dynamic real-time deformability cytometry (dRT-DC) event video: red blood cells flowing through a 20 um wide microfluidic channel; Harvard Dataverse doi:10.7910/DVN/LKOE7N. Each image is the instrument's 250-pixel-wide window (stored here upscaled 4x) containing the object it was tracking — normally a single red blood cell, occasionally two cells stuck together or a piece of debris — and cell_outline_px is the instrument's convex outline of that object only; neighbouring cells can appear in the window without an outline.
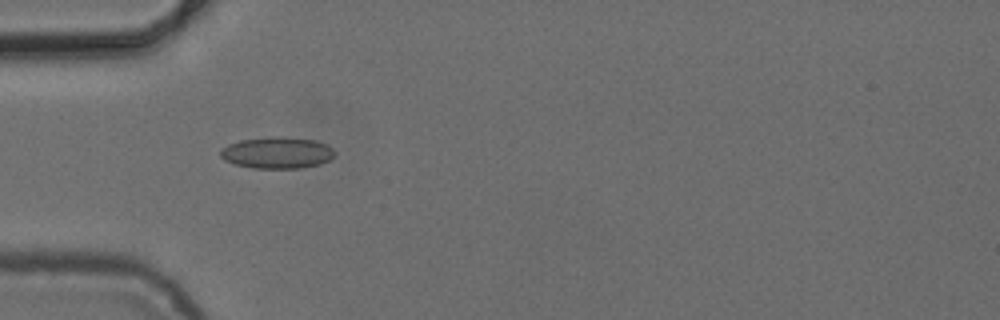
{"species": "common noctule bat (a hibernating species)", "species_latin": "Nyctalus noctula", "temperature_condition": "cold", "stored_images_in_passage": 8, "camera_frame_rate_fps": 3000, "um_per_image_px": 0.085, "animal": {"sex": "female", "body_mass_g": 24.6, "forearm_length_mm": 56.2}, "frame": {"image": 1, "passage_image": 5, "time_ms": 4.667, "image_size_px": [1000, 320], "cell_outline_px": [[336, 156], [320, 164], [300, 168], [252, 168], [236, 164], [224, 160], [220, 156], [220, 148], [228, 144], [240, 140], [268, 136], [280, 136], [316, 140], [328, 144], [336, 152]], "centroid_in_image_um": [23.57, 12.97], "position_along_channel_um": 61.4, "area_um2": 21.33}}
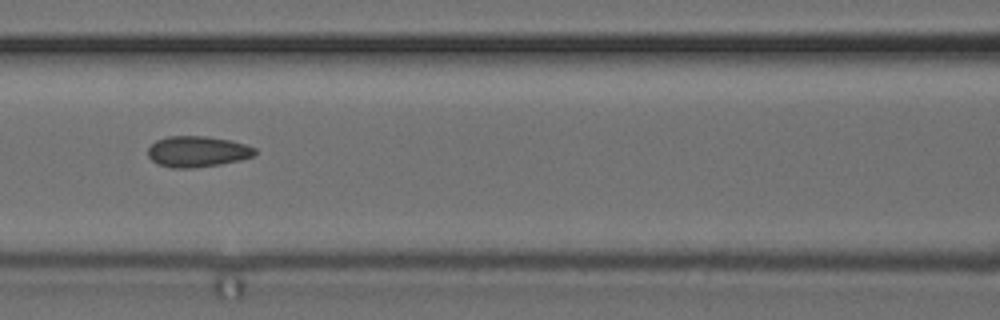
{"frame": {"image": 2, "passage_image": 7, "time_ms": 7.0, "image_size_px": [1000, 320], "cell_outline_px": [[256, 152], [252, 156], [240, 160], [220, 164], [196, 168], [172, 168], [156, 164], [148, 156], [148, 148], [156, 140], [168, 136], [204, 136], [232, 140], [256, 148]], "centroid_in_image_um": [16.76, 12.88], "position_along_channel_um": 149.8, "area_um2": 19.36}}
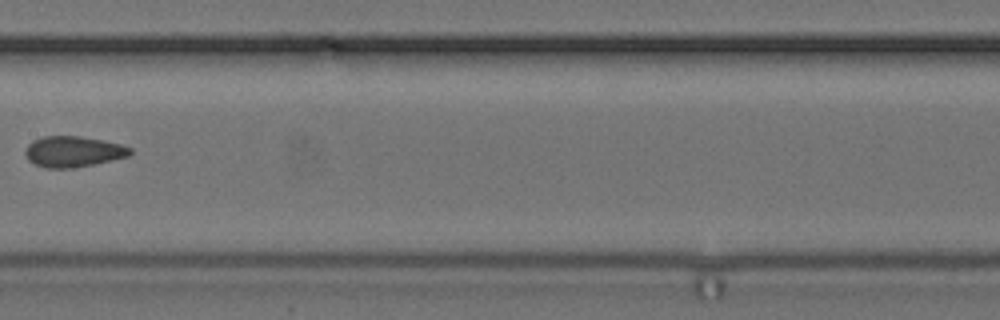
{"frame": {"image": 3, "passage_image": 8, "time_ms": 8.333, "image_size_px": [1000, 320], "cell_outline_px": [[132, 152], [128, 156], [92, 164], [72, 168], [48, 168], [36, 164], [28, 160], [24, 152], [28, 144], [32, 140], [44, 136], [80, 136], [120, 144], [132, 148]], "centroid_in_image_um": [6.19, 12.88], "position_along_channel_um": 201.2, "area_um2": 18.61}}